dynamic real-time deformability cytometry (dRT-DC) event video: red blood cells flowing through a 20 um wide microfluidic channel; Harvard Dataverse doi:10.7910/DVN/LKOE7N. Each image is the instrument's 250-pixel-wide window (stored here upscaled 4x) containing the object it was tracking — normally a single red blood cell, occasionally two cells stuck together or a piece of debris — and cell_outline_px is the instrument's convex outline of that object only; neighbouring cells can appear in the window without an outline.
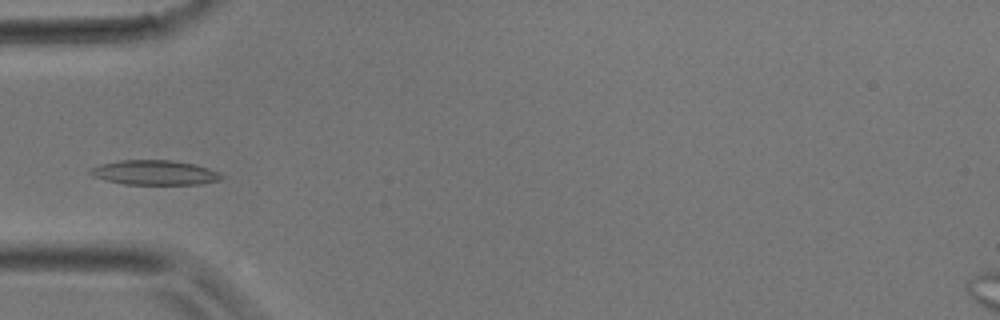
{"species": "common noctule bat (a hibernating species)", "species_latin": "Nyctalus noctula", "temperature_condition": "room temperature", "stored_images_in_passage": 37, "camera_frame_rate_fps": 3000, "um_per_image_px": 0.085, "animal": {"sex": "male", "body_mass_g": 17.9}, "frame": {"image": 1, "passage_image": 10, "time_ms": 3.0, "image_size_px": [1000, 320], "cell_outline_px": [[224, 176], [220, 180], [200, 184], [124, 184], [92, 176], [88, 172], [92, 168], [100, 164], [120, 160], [172, 160], [196, 164], [208, 168]], "centroid_in_image_um": [13.15, 14.66], "position_along_channel_um": 71.9, "area_um2": 18.73}}
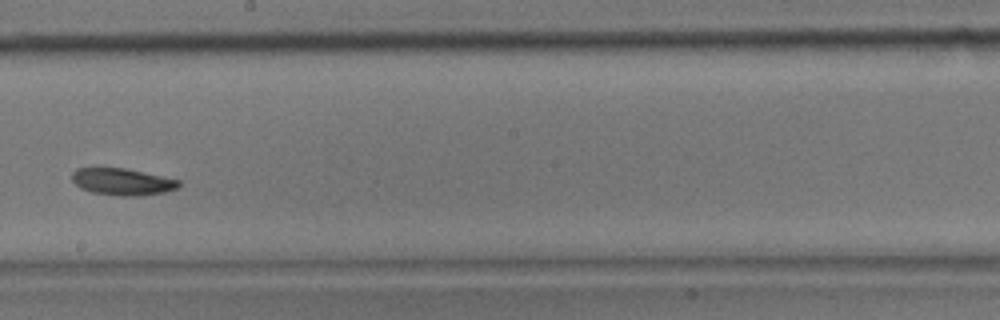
{"frame": {"image": 2, "passage_image": 20, "time_ms": 6.333, "image_size_px": [1000, 320], "cell_outline_px": [[180, 184], [176, 188], [164, 192], [140, 196], [116, 196], [92, 192], [80, 188], [72, 180], [72, 172], [76, 168], [124, 168], [180, 180]], "centroid_in_image_um": [10.37, 15.45], "position_along_channel_um": 237.8, "area_um2": 16.65}}
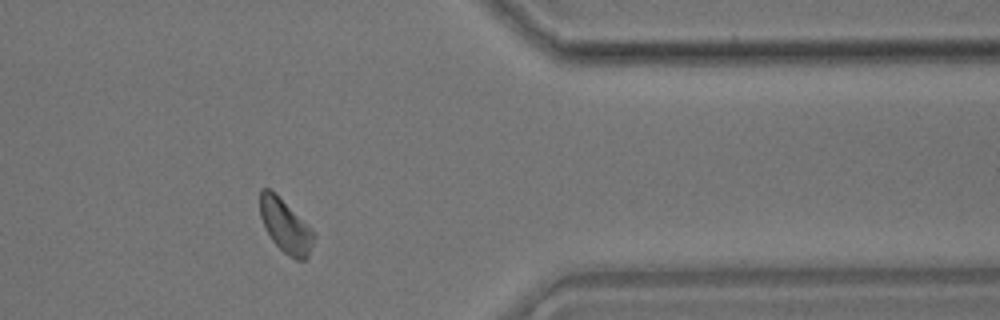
{"frame": {"image": 3, "passage_image": 30, "time_ms": 9.667, "image_size_px": [1000, 320], "cell_outline_px": [[316, 236], [308, 256], [304, 260], [296, 260], [288, 256], [272, 240], [264, 228], [260, 216], [260, 188], [268, 188], [308, 224], [316, 232]], "centroid_in_image_um": [24.28, 19.24], "position_along_channel_um": 387.1, "area_um2": 16.65}}